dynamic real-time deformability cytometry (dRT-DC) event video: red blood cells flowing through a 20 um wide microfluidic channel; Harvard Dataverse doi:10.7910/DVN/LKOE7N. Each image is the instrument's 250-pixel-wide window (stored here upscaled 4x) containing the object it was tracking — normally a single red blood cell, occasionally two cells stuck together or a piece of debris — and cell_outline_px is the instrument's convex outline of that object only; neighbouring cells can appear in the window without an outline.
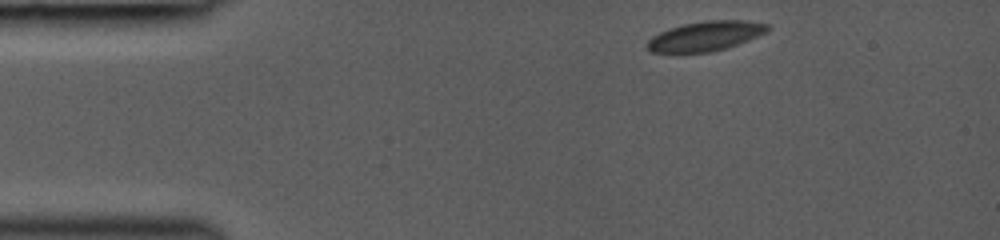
{"species": "common noctule bat (a hibernating species)", "species_latin": "Nyctalus noctula", "temperature_condition": "room temperature", "stored_images_in_passage": 5, "camera_frame_rate_fps": 3000, "um_per_image_px": 0.085, "animal": {"sex": "female", "body_mass_g": 19.0, "forearm_length_mm": 53.3}, "frame": {"image": 1, "passage_image": 1, "time_ms": 0.0, "image_size_px": [1000, 240], "cell_outline_px": [[768, 32], [728, 48], [712, 52], [648, 52], [648, 40], [652, 36], [668, 28], [684, 24], [704, 20], [744, 20], [768, 24]], "centroid_in_image_um": [59.98, 3.06], "position_along_channel_um": 25.0, "area_um2": 20.81}}
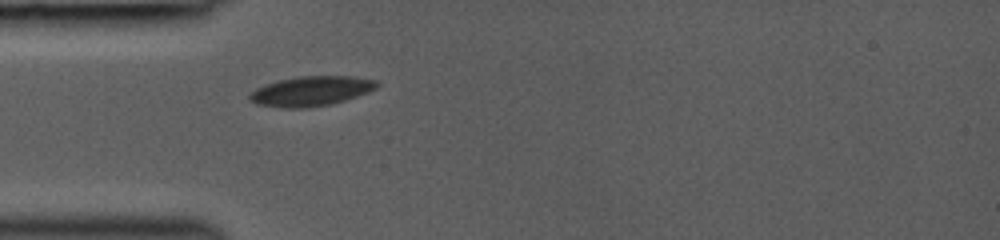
{"frame": {"image": 2, "passage_image": 5, "time_ms": 2.333, "image_size_px": [1000, 240], "cell_outline_px": [[380, 84], [376, 88], [368, 92], [332, 104], [304, 108], [284, 108], [256, 104], [248, 100], [248, 96], [256, 88], [264, 84], [280, 80], [300, 76], [356, 76], [376, 80]], "centroid_in_image_um": [26.43, 7.74], "position_along_channel_um": 58.6, "area_um2": 22.14}}